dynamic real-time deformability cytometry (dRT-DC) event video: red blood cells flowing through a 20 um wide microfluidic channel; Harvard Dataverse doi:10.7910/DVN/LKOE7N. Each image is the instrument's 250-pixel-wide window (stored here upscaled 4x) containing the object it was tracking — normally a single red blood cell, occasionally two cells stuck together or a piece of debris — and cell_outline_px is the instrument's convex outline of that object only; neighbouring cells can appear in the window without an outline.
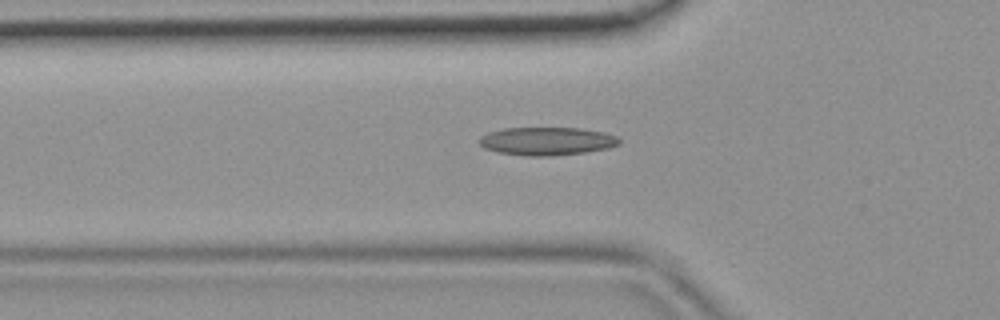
{"species": "common noctule bat (a hibernating species)", "species_latin": "Nyctalus noctula", "temperature_condition": "room temperature", "stored_images_in_passage": 38, "camera_frame_rate_fps": 3000, "um_per_image_px": 0.085, "animal": {"sex": "female", "body_mass_g": 19.9}, "frame": {"image": 1, "passage_image": 11, "time_ms": 3.333, "image_size_px": [1000, 320], "cell_outline_px": [[620, 144], [608, 148], [584, 152], [548, 156], [528, 156], [496, 152], [484, 148], [480, 144], [480, 136], [488, 132], [504, 128], [580, 128], [604, 132], [616, 136], [620, 140]], "centroid_in_image_um": [46.47, 11.99], "position_along_channel_um": 79.3, "area_um2": 22.89}}
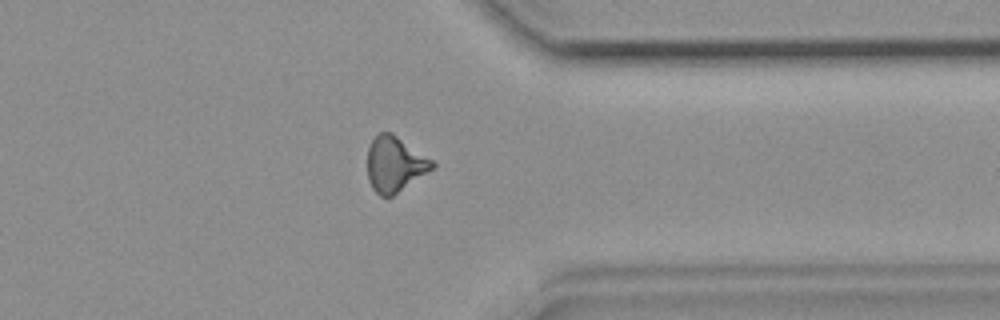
{"frame": {"image": 2, "passage_image": 31, "time_ms": 10.0, "image_size_px": [1000, 320], "cell_outline_px": [[436, 164], [432, 168], [392, 196], [380, 196], [372, 188], [368, 180], [368, 148], [372, 140], [380, 132], [392, 132], [432, 160]], "centroid_in_image_um": [33.52, 13.94], "position_along_channel_um": 377.9, "area_um2": 20.46}}
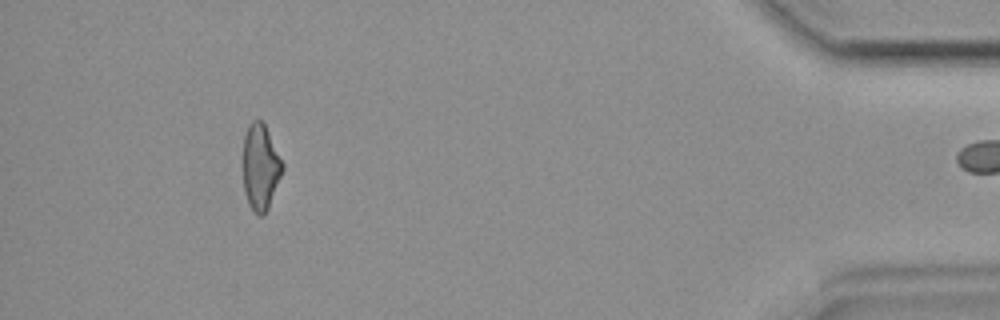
{"frame": {"image": 3, "passage_image": 37, "time_ms": 12.0, "image_size_px": [1000, 320], "cell_outline_px": [[284, 168], [268, 208], [260, 216], [248, 204], [244, 192], [240, 164], [244, 136], [248, 124], [252, 120], [260, 120], [264, 124], [284, 164]], "centroid_in_image_um": [22.08, 14.17], "position_along_channel_um": 413.1, "area_um2": 20.17}}